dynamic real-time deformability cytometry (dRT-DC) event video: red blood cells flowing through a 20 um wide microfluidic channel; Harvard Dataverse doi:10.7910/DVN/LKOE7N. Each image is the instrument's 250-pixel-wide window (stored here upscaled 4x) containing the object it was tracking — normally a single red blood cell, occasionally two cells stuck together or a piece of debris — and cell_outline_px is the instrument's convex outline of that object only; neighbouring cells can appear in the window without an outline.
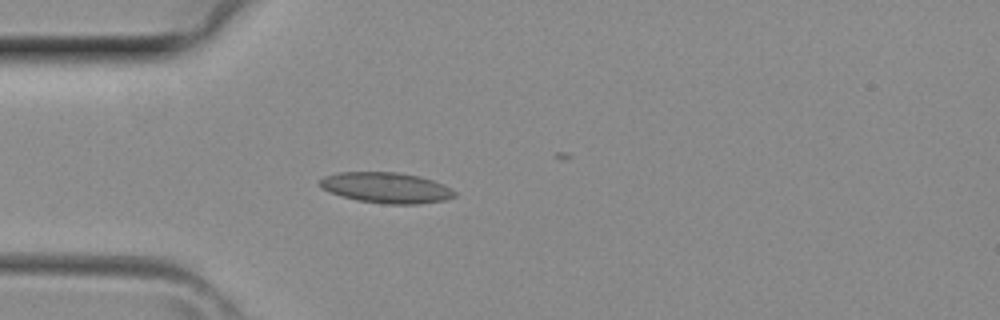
{"species": "common noctule bat (a hibernating species)", "species_latin": "Nyctalus noctula", "temperature_condition": "room temperature", "stored_images_in_passage": 14, "camera_frame_rate_fps": 3000, "um_per_image_px": 0.085, "animal": {"sex": "female", "body_mass_g": 29.2, "forearm_length_mm": 56.3}, "frame": {"image": 1, "passage_image": 10, "time_ms": 3.0, "image_size_px": [1000, 320], "cell_outline_px": [[456, 196], [444, 200], [420, 204], [384, 204], [356, 200], [320, 188], [320, 180], [324, 176], [340, 172], [396, 172], [420, 176], [444, 184], [456, 192]], "centroid_in_image_um": [32.86, 15.96], "position_along_channel_um": 52.1, "area_um2": 24.04}}
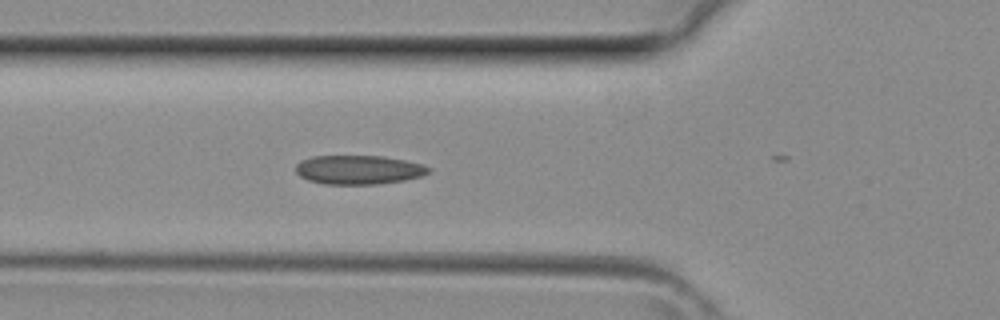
{"frame": {"image": 2, "passage_image": 13, "time_ms": 4.0, "image_size_px": [1000, 320], "cell_outline_px": [[432, 172], [420, 176], [404, 180], [380, 184], [324, 184], [308, 180], [300, 176], [296, 172], [296, 164], [300, 160], [312, 156], [384, 156], [424, 164], [432, 168]], "centroid_in_image_um": [30.5, 14.43], "position_along_channel_um": 95.3, "area_um2": 22.66}}